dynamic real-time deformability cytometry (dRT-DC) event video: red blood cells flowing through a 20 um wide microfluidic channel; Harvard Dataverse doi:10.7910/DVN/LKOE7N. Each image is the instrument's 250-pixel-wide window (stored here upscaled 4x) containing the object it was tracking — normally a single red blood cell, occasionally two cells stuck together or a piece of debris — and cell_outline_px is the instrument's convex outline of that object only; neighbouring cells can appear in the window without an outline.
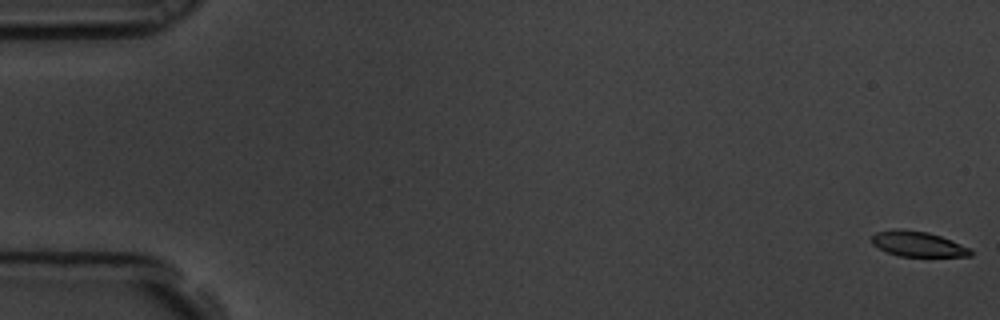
{"species": "common noctule bat (a hibernating species)", "species_latin": "Nyctalus noctula", "temperature_condition": "room temperature", "stored_images_in_passage": 5, "camera_frame_rate_fps": 3000, "um_per_image_px": 0.085, "animal": {"sex": "male", "body_mass_g": 19.5, "forearm_length_mm": 54.6}, "frame": {"image": 1, "passage_image": 1, "time_ms": 0.0, "image_size_px": [1000, 320], "cell_outline_px": [[972, 256], [900, 256], [888, 252], [872, 244], [872, 236], [876, 232], [928, 232], [952, 240], [968, 248], [972, 252]], "centroid_in_image_um": [78.08, 20.79], "position_along_channel_um": 6.9, "area_um2": 13.58}}
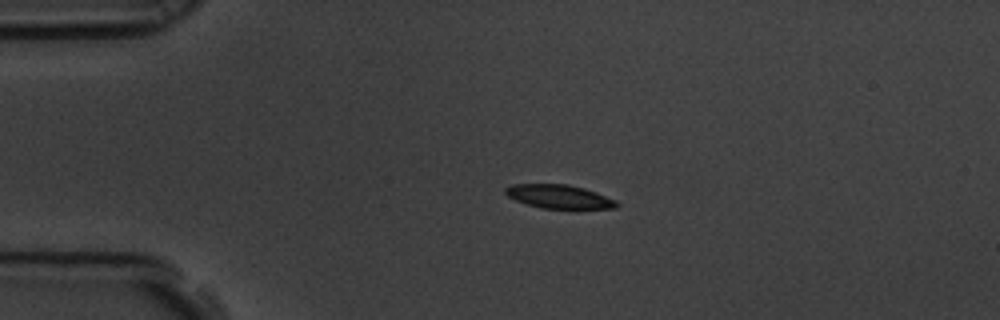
{"frame": {"image": 2, "passage_image": 4, "time_ms": 1.0, "image_size_px": [1000, 320], "cell_outline_px": [[620, 204], [616, 208], [540, 208], [516, 200], [508, 196], [504, 192], [504, 188], [512, 184], [568, 184], [584, 188], [596, 192], [616, 200]], "centroid_in_image_um": [47.52, 16.7], "position_along_channel_um": 37.5, "area_um2": 15.26}}